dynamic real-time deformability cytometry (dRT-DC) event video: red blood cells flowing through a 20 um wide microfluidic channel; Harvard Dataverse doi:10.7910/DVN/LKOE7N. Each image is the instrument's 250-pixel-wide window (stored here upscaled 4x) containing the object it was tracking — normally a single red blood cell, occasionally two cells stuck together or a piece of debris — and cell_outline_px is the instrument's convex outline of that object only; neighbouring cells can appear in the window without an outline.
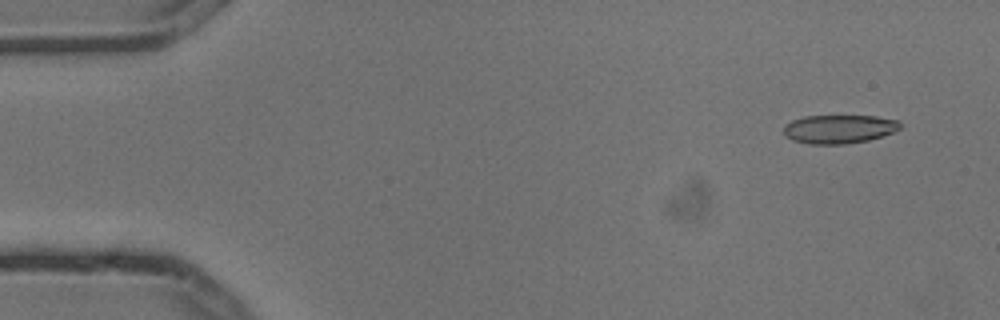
{"species": "common noctule bat (a hibernating species)", "species_latin": "Nyctalus noctula", "temperature_condition": "cold", "stored_images_in_passage": 5, "camera_frame_rate_fps": 3000, "um_per_image_px": 0.085, "animal": {"sex": "male", "body_mass_g": 13.3}, "frame": {"image": 1, "passage_image": 2, "time_ms": 0.333, "image_size_px": [1000, 320], "cell_outline_px": [[900, 128], [892, 132], [868, 140], [844, 144], [812, 144], [792, 140], [784, 136], [784, 124], [792, 120], [804, 116], [876, 116], [900, 120]], "centroid_in_image_um": [71.29, 10.96], "position_along_channel_um": 13.7, "area_um2": 19.42}}
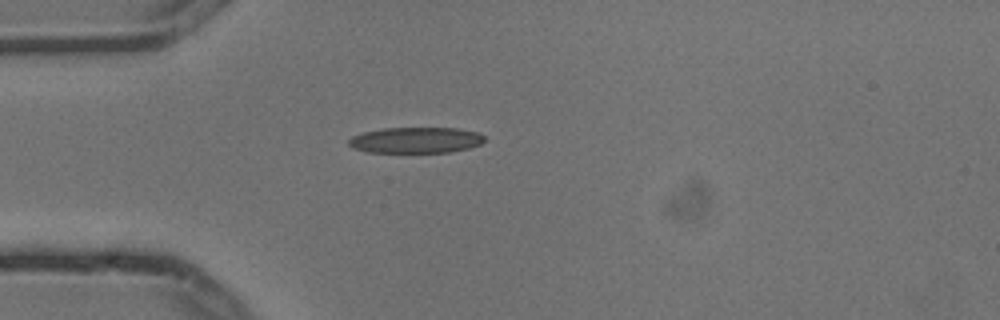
{"frame": {"image": 2, "passage_image": 5, "time_ms": 1.333, "image_size_px": [1000, 320], "cell_outline_px": [[484, 140], [480, 144], [468, 148], [448, 152], [368, 152], [352, 148], [348, 144], [348, 140], [352, 136], [364, 132], [384, 128], [456, 128], [476, 132], [484, 136]], "centroid_in_image_um": [35.31, 11.91], "position_along_channel_um": 49.7, "area_um2": 20.35}}